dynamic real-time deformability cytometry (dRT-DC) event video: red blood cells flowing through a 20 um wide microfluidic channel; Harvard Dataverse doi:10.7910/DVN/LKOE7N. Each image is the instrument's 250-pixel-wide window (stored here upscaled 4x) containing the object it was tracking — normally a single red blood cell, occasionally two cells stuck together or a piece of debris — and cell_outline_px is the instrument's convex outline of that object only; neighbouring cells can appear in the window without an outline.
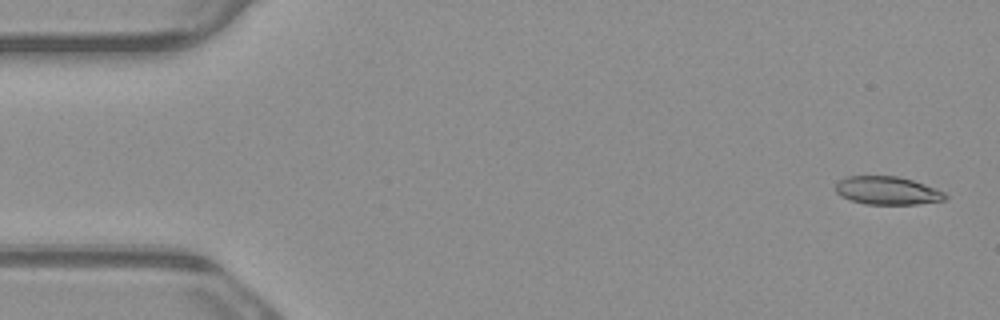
{"species": "common noctule bat (a hibernating species)", "species_latin": "Nyctalus noctula", "temperature_condition": "warm", "stored_images_in_passage": 5, "camera_frame_rate_fps": 3000, "um_per_image_px": 0.085, "animal": {"sex": "male", "body_mass_g": 23.1, "forearm_length_mm": 52.7}, "frame": {"image": 1, "passage_image": 1, "time_ms": 0.0, "image_size_px": [1000, 320], "cell_outline_px": [[948, 196], [944, 200], [916, 204], [864, 204], [840, 196], [836, 192], [836, 184], [840, 180], [848, 176], [896, 176], [912, 180], [924, 184], [944, 192]], "centroid_in_image_um": [75.41, 16.2], "position_along_channel_um": 9.6, "area_um2": 17.8}}
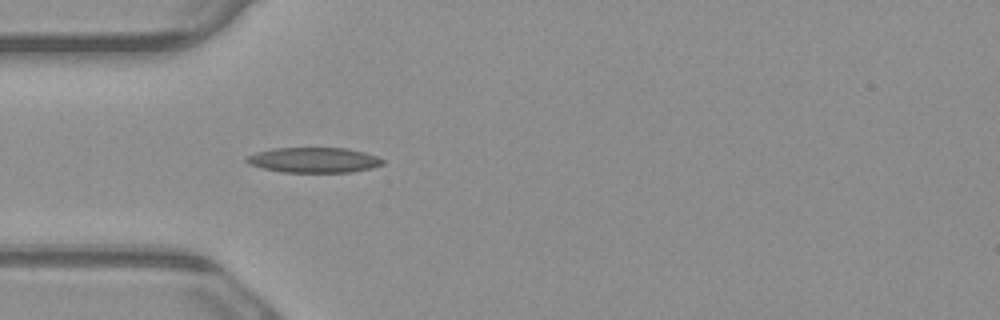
{"frame": {"image": 2, "passage_image": 5, "time_ms": 1.333, "image_size_px": [1000, 320], "cell_outline_px": [[384, 164], [372, 168], [348, 172], [284, 172], [264, 168], [248, 164], [244, 160], [248, 156], [256, 152], [272, 148], [344, 148], [364, 152], [376, 156], [384, 160]], "centroid_in_image_um": [26.67, 13.6], "position_along_channel_um": 58.3, "area_um2": 19.88}}